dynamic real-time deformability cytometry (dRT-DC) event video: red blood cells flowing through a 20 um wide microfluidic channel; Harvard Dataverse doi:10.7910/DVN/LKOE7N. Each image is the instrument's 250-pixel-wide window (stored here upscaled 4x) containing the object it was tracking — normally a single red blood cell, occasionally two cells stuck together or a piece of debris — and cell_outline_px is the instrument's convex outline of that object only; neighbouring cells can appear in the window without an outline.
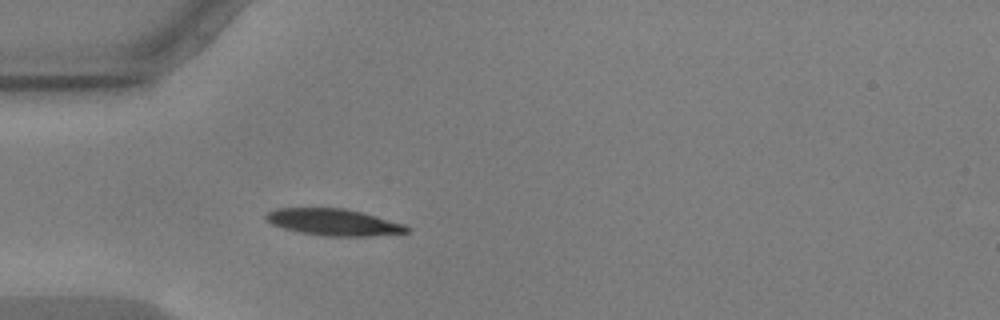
{"species": "common noctule bat (a hibernating species)", "species_latin": "Nyctalus noctula", "temperature_condition": "warm", "stored_images_in_passage": 40, "camera_frame_rate_fps": 3000, "um_per_image_px": 0.085, "animal": {"sex": "male", "body_mass_g": 17.9, "forearm_length_mm": 54.2}, "frame": {"image": 1, "passage_image": 1, "time_ms": 0.0, "image_size_px": [1000, 320], "cell_outline_px": [[412, 228], [408, 232], [368, 236], [320, 236], [300, 232], [284, 228], [272, 224], [264, 216], [268, 212], [276, 208], [344, 208], [376, 216], [404, 224]], "centroid_in_image_um": [28.36, 18.89], "position_along_channel_um": 56.6, "area_um2": 21.73}}
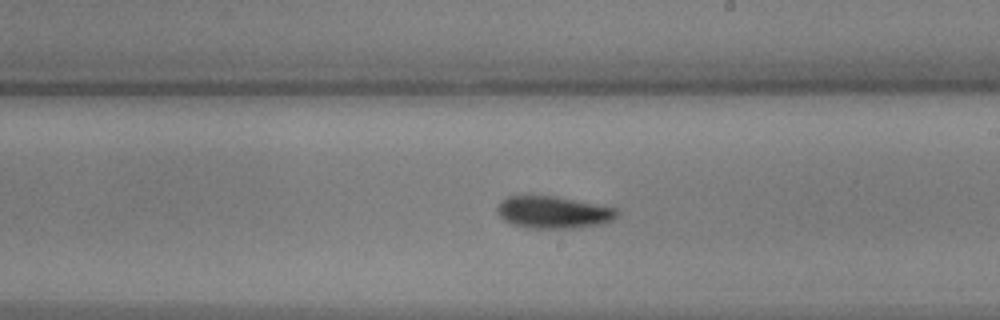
{"frame": {"image": 2, "passage_image": 17, "time_ms": 5.333, "image_size_px": [1000, 320], "cell_outline_px": [[620, 216], [604, 224], [576, 228], [532, 228], [512, 224], [504, 220], [496, 212], [496, 208], [500, 200], [508, 196], [556, 196], [616, 208], [620, 212]], "centroid_in_image_um": [47.06, 18.05], "position_along_channel_um": 241.9, "area_um2": 22.66}}
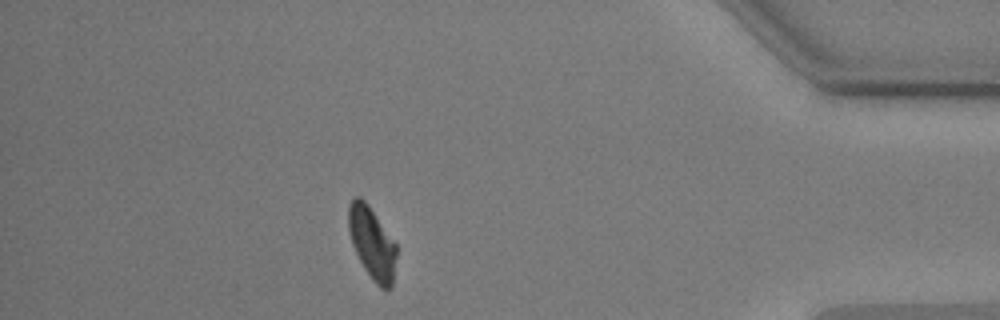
{"frame": {"image": 3, "passage_image": 34, "time_ms": 11.0, "image_size_px": [1000, 320], "cell_outline_px": [[396, 256], [392, 288], [380, 288], [372, 280], [364, 268], [352, 244], [348, 228], [348, 208], [352, 200], [356, 196], [360, 196], [368, 204], [396, 244]], "centroid_in_image_um": [31.62, 20.66], "position_along_channel_um": 403.6, "area_um2": 19.94}, "authors_computed_cell_mechanics": {"area_um2": 21.6172, "velocity_mm_per_s": 3.5795, "shape_relaxation_time_tau1_ms": 4.0314, "shape_relaxation_time_tau2_ms": null, "deformation_change_tau1": 0.1701, "deformation_change_tau2": null}}